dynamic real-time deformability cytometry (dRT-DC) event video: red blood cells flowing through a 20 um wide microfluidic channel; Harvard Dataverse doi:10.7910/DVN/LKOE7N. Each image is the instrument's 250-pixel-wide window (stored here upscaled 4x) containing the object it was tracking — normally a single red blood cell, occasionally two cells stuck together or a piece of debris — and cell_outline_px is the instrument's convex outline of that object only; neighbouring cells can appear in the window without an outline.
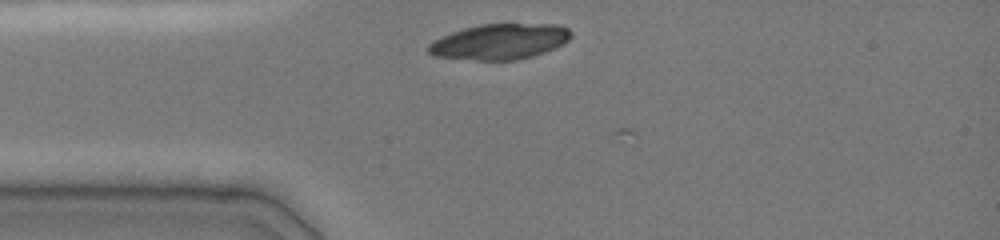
{"species": "common noctule bat (a hibernating species)", "species_latin": "Nyctalus noctula", "temperature_condition": "cold", "stored_images_in_passage": 6, "camera_frame_rate_fps": 3000, "um_per_image_px": 0.085, "animal": {"sex": "female", "body_mass_g": 19.0, "forearm_length_mm": 51.5}, "frame": {"image": 1, "passage_image": 4, "time_ms": 0.667, "image_size_px": [1000, 240], "cell_outline_px": [[572, 36], [564, 44], [544, 52], [532, 56], [516, 60], [476, 60], [432, 56], [428, 52], [428, 44], [432, 40], [452, 32], [464, 28], [480, 24], [560, 24], [568, 28], [572, 32]], "centroid_in_image_um": [42.48, 3.53], "position_along_channel_um": 42.5, "area_um2": 29.71}}